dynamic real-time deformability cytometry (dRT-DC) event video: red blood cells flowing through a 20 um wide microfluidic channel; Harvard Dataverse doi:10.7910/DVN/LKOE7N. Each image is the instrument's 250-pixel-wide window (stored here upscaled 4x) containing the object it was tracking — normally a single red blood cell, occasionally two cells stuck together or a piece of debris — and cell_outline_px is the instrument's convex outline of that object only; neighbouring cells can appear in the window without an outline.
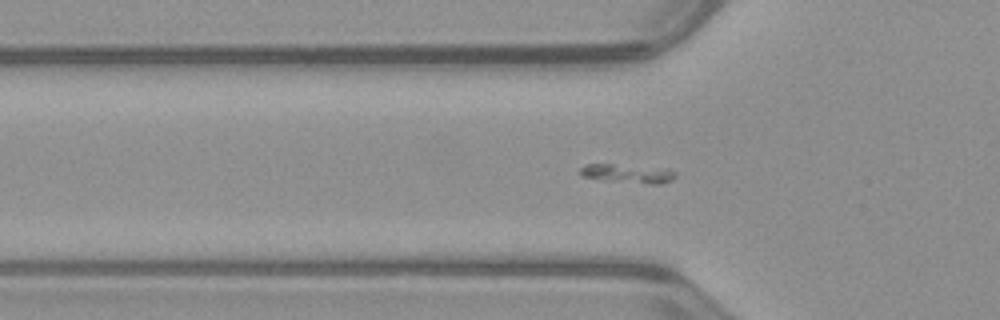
{"species": "common noctule bat (a hibernating species)", "species_latin": "Nyctalus noctula", "temperature_condition": "warm", "stored_images_in_passage": 34, "camera_frame_rate_fps": 3000, "um_per_image_px": 0.085, "animal": {"sex": "male", "body_mass_g": 23.1, "forearm_length_mm": 52.7}, "frame": {"image": 1, "passage_image": 5, "time_ms": 1.333, "image_size_px": [1000, 320], "cell_outline_px": [[676, 176], [672, 180], [660, 184], [652, 184], [608, 180], [584, 176], [580, 172], [580, 168], [588, 164], [612, 164], [668, 168], [676, 172]], "centroid_in_image_um": [53.45, 14.74], "position_along_channel_um": 72.3, "area_um2": 10.29}}
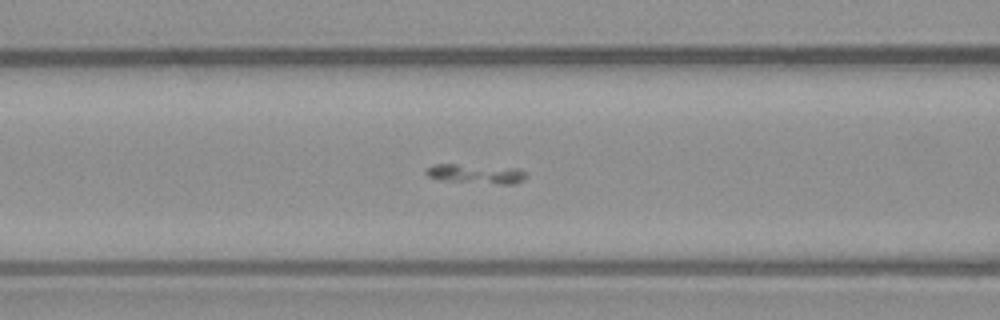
{"frame": {"image": 2, "passage_image": 9, "time_ms": 2.667, "image_size_px": [1000, 320], "cell_outline_px": [[524, 180], [512, 184], [500, 184], [444, 180], [428, 176], [424, 172], [432, 164], [456, 164], [520, 168], [524, 172]], "centroid_in_image_um": [40.46, 14.76], "position_along_channel_um": 126.1, "area_um2": 11.16}}